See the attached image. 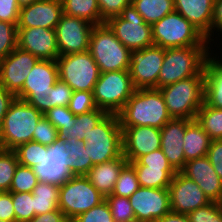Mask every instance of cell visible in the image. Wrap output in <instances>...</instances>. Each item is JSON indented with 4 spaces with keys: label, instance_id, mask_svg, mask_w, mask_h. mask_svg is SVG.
Here are the masks:
<instances>
[{
    "label": "cell",
    "instance_id": "6da1fadb",
    "mask_svg": "<svg viewBox=\"0 0 222 222\" xmlns=\"http://www.w3.org/2000/svg\"><path fill=\"white\" fill-rule=\"evenodd\" d=\"M117 115L121 127L150 126L161 129L172 118L159 88L136 89Z\"/></svg>",
    "mask_w": 222,
    "mask_h": 222
},
{
    "label": "cell",
    "instance_id": "7a4b0ae2",
    "mask_svg": "<svg viewBox=\"0 0 222 222\" xmlns=\"http://www.w3.org/2000/svg\"><path fill=\"white\" fill-rule=\"evenodd\" d=\"M209 49L210 45L165 49L157 88H162L196 75H204L205 63L212 54L211 49Z\"/></svg>",
    "mask_w": 222,
    "mask_h": 222
},
{
    "label": "cell",
    "instance_id": "3957f363",
    "mask_svg": "<svg viewBox=\"0 0 222 222\" xmlns=\"http://www.w3.org/2000/svg\"><path fill=\"white\" fill-rule=\"evenodd\" d=\"M43 116L35 107L16 98L0 128V149L14 150L32 141L33 131Z\"/></svg>",
    "mask_w": 222,
    "mask_h": 222
},
{
    "label": "cell",
    "instance_id": "277c9868",
    "mask_svg": "<svg viewBox=\"0 0 222 222\" xmlns=\"http://www.w3.org/2000/svg\"><path fill=\"white\" fill-rule=\"evenodd\" d=\"M159 89L172 118L194 120L204 104V75H196Z\"/></svg>",
    "mask_w": 222,
    "mask_h": 222
},
{
    "label": "cell",
    "instance_id": "5b68a950",
    "mask_svg": "<svg viewBox=\"0 0 222 222\" xmlns=\"http://www.w3.org/2000/svg\"><path fill=\"white\" fill-rule=\"evenodd\" d=\"M100 73L129 70L130 50L115 36L105 22L94 25L89 39V50Z\"/></svg>",
    "mask_w": 222,
    "mask_h": 222
},
{
    "label": "cell",
    "instance_id": "8992f818",
    "mask_svg": "<svg viewBox=\"0 0 222 222\" xmlns=\"http://www.w3.org/2000/svg\"><path fill=\"white\" fill-rule=\"evenodd\" d=\"M85 150L92 164L111 161L123 155L122 128L117 114H107L86 137Z\"/></svg>",
    "mask_w": 222,
    "mask_h": 222
},
{
    "label": "cell",
    "instance_id": "52a82bcc",
    "mask_svg": "<svg viewBox=\"0 0 222 222\" xmlns=\"http://www.w3.org/2000/svg\"><path fill=\"white\" fill-rule=\"evenodd\" d=\"M152 37L154 45L165 49L210 45L206 38L176 11L152 25Z\"/></svg>",
    "mask_w": 222,
    "mask_h": 222
},
{
    "label": "cell",
    "instance_id": "ba28073f",
    "mask_svg": "<svg viewBox=\"0 0 222 222\" xmlns=\"http://www.w3.org/2000/svg\"><path fill=\"white\" fill-rule=\"evenodd\" d=\"M135 90L129 70L100 73L93 89V99L98 109L118 114Z\"/></svg>",
    "mask_w": 222,
    "mask_h": 222
},
{
    "label": "cell",
    "instance_id": "9c48e42d",
    "mask_svg": "<svg viewBox=\"0 0 222 222\" xmlns=\"http://www.w3.org/2000/svg\"><path fill=\"white\" fill-rule=\"evenodd\" d=\"M104 200L85 175L72 176L59 187V209L70 222Z\"/></svg>",
    "mask_w": 222,
    "mask_h": 222
},
{
    "label": "cell",
    "instance_id": "30bf717a",
    "mask_svg": "<svg viewBox=\"0 0 222 222\" xmlns=\"http://www.w3.org/2000/svg\"><path fill=\"white\" fill-rule=\"evenodd\" d=\"M59 79L74 91L93 92L100 70L89 51L60 55L56 60Z\"/></svg>",
    "mask_w": 222,
    "mask_h": 222
},
{
    "label": "cell",
    "instance_id": "8fae6325",
    "mask_svg": "<svg viewBox=\"0 0 222 222\" xmlns=\"http://www.w3.org/2000/svg\"><path fill=\"white\" fill-rule=\"evenodd\" d=\"M106 23L116 38L130 51L154 45L152 26L144 21L132 4L126 6L119 16L110 18Z\"/></svg>",
    "mask_w": 222,
    "mask_h": 222
},
{
    "label": "cell",
    "instance_id": "7c38bea8",
    "mask_svg": "<svg viewBox=\"0 0 222 222\" xmlns=\"http://www.w3.org/2000/svg\"><path fill=\"white\" fill-rule=\"evenodd\" d=\"M165 48L153 45L130 52L129 73L135 89L157 88Z\"/></svg>",
    "mask_w": 222,
    "mask_h": 222
},
{
    "label": "cell",
    "instance_id": "4fadbf2b",
    "mask_svg": "<svg viewBox=\"0 0 222 222\" xmlns=\"http://www.w3.org/2000/svg\"><path fill=\"white\" fill-rule=\"evenodd\" d=\"M93 27L84 19L63 14L55 27L59 56L88 51Z\"/></svg>",
    "mask_w": 222,
    "mask_h": 222
},
{
    "label": "cell",
    "instance_id": "5bb4252c",
    "mask_svg": "<svg viewBox=\"0 0 222 222\" xmlns=\"http://www.w3.org/2000/svg\"><path fill=\"white\" fill-rule=\"evenodd\" d=\"M129 201L135 218L155 222L171 212L168 188L139 187Z\"/></svg>",
    "mask_w": 222,
    "mask_h": 222
},
{
    "label": "cell",
    "instance_id": "9a60e30c",
    "mask_svg": "<svg viewBox=\"0 0 222 222\" xmlns=\"http://www.w3.org/2000/svg\"><path fill=\"white\" fill-rule=\"evenodd\" d=\"M39 59L31 53L16 47L7 57L0 60V85L17 94L38 63Z\"/></svg>",
    "mask_w": 222,
    "mask_h": 222
},
{
    "label": "cell",
    "instance_id": "2e32d148",
    "mask_svg": "<svg viewBox=\"0 0 222 222\" xmlns=\"http://www.w3.org/2000/svg\"><path fill=\"white\" fill-rule=\"evenodd\" d=\"M69 153L64 146V139H57L47 146L45 160L32 167L39 182L61 186L73 175L69 171Z\"/></svg>",
    "mask_w": 222,
    "mask_h": 222
},
{
    "label": "cell",
    "instance_id": "e0dca14e",
    "mask_svg": "<svg viewBox=\"0 0 222 222\" xmlns=\"http://www.w3.org/2000/svg\"><path fill=\"white\" fill-rule=\"evenodd\" d=\"M171 212L188 215L211 201L192 179L177 172L168 187Z\"/></svg>",
    "mask_w": 222,
    "mask_h": 222
},
{
    "label": "cell",
    "instance_id": "ac0fdd59",
    "mask_svg": "<svg viewBox=\"0 0 222 222\" xmlns=\"http://www.w3.org/2000/svg\"><path fill=\"white\" fill-rule=\"evenodd\" d=\"M121 128L123 155L128 163L161 148V131L159 128L150 126Z\"/></svg>",
    "mask_w": 222,
    "mask_h": 222
},
{
    "label": "cell",
    "instance_id": "d6986e66",
    "mask_svg": "<svg viewBox=\"0 0 222 222\" xmlns=\"http://www.w3.org/2000/svg\"><path fill=\"white\" fill-rule=\"evenodd\" d=\"M17 29V47L31 53L39 60H57L59 51L55 30L41 27Z\"/></svg>",
    "mask_w": 222,
    "mask_h": 222
},
{
    "label": "cell",
    "instance_id": "ffe728a7",
    "mask_svg": "<svg viewBox=\"0 0 222 222\" xmlns=\"http://www.w3.org/2000/svg\"><path fill=\"white\" fill-rule=\"evenodd\" d=\"M63 15L61 0H39L20 8L17 28L53 29Z\"/></svg>",
    "mask_w": 222,
    "mask_h": 222
},
{
    "label": "cell",
    "instance_id": "44dd1931",
    "mask_svg": "<svg viewBox=\"0 0 222 222\" xmlns=\"http://www.w3.org/2000/svg\"><path fill=\"white\" fill-rule=\"evenodd\" d=\"M180 172L195 181L211 202H222V180L207 156L185 162Z\"/></svg>",
    "mask_w": 222,
    "mask_h": 222
},
{
    "label": "cell",
    "instance_id": "7402d4cb",
    "mask_svg": "<svg viewBox=\"0 0 222 222\" xmlns=\"http://www.w3.org/2000/svg\"><path fill=\"white\" fill-rule=\"evenodd\" d=\"M186 118H171L161 129V150L169 164L176 172H180L185 165L183 139L186 126L191 122Z\"/></svg>",
    "mask_w": 222,
    "mask_h": 222
},
{
    "label": "cell",
    "instance_id": "603a6c76",
    "mask_svg": "<svg viewBox=\"0 0 222 222\" xmlns=\"http://www.w3.org/2000/svg\"><path fill=\"white\" fill-rule=\"evenodd\" d=\"M175 11L180 13L210 43L214 0H174ZM213 39V40H212Z\"/></svg>",
    "mask_w": 222,
    "mask_h": 222
},
{
    "label": "cell",
    "instance_id": "cb8c5ba5",
    "mask_svg": "<svg viewBox=\"0 0 222 222\" xmlns=\"http://www.w3.org/2000/svg\"><path fill=\"white\" fill-rule=\"evenodd\" d=\"M58 80L56 61L39 60L27 76L23 88L16 94V97L24 101L29 95L47 94Z\"/></svg>",
    "mask_w": 222,
    "mask_h": 222
},
{
    "label": "cell",
    "instance_id": "d4e9b609",
    "mask_svg": "<svg viewBox=\"0 0 222 222\" xmlns=\"http://www.w3.org/2000/svg\"><path fill=\"white\" fill-rule=\"evenodd\" d=\"M127 163L124 155L108 162L95 164L85 175L91 184L104 196L112 194L118 175Z\"/></svg>",
    "mask_w": 222,
    "mask_h": 222
},
{
    "label": "cell",
    "instance_id": "484cf974",
    "mask_svg": "<svg viewBox=\"0 0 222 222\" xmlns=\"http://www.w3.org/2000/svg\"><path fill=\"white\" fill-rule=\"evenodd\" d=\"M213 54L214 56L208 57L204 66V102L208 106L222 109V58L220 60L219 56L217 58V55Z\"/></svg>",
    "mask_w": 222,
    "mask_h": 222
},
{
    "label": "cell",
    "instance_id": "4316f807",
    "mask_svg": "<svg viewBox=\"0 0 222 222\" xmlns=\"http://www.w3.org/2000/svg\"><path fill=\"white\" fill-rule=\"evenodd\" d=\"M211 143L209 135L203 130L201 125L192 120L187 126L183 139V150L185 161L207 156Z\"/></svg>",
    "mask_w": 222,
    "mask_h": 222
},
{
    "label": "cell",
    "instance_id": "83f0119b",
    "mask_svg": "<svg viewBox=\"0 0 222 222\" xmlns=\"http://www.w3.org/2000/svg\"><path fill=\"white\" fill-rule=\"evenodd\" d=\"M73 90L60 79L44 95H29L24 101L35 107L42 114L56 106H68Z\"/></svg>",
    "mask_w": 222,
    "mask_h": 222
},
{
    "label": "cell",
    "instance_id": "f1b7e54d",
    "mask_svg": "<svg viewBox=\"0 0 222 222\" xmlns=\"http://www.w3.org/2000/svg\"><path fill=\"white\" fill-rule=\"evenodd\" d=\"M108 113L104 110L96 108L90 112L76 115L74 125L68 128L60 127L58 131L59 139H74L77 138L83 141V138L96 126Z\"/></svg>",
    "mask_w": 222,
    "mask_h": 222
},
{
    "label": "cell",
    "instance_id": "f546056e",
    "mask_svg": "<svg viewBox=\"0 0 222 222\" xmlns=\"http://www.w3.org/2000/svg\"><path fill=\"white\" fill-rule=\"evenodd\" d=\"M135 169L139 186L148 188H168L176 175L173 167H155L132 165Z\"/></svg>",
    "mask_w": 222,
    "mask_h": 222
},
{
    "label": "cell",
    "instance_id": "4dcf8cb0",
    "mask_svg": "<svg viewBox=\"0 0 222 222\" xmlns=\"http://www.w3.org/2000/svg\"><path fill=\"white\" fill-rule=\"evenodd\" d=\"M59 187L52 183L38 182L32 191L35 216L59 209Z\"/></svg>",
    "mask_w": 222,
    "mask_h": 222
},
{
    "label": "cell",
    "instance_id": "1f68e13d",
    "mask_svg": "<svg viewBox=\"0 0 222 222\" xmlns=\"http://www.w3.org/2000/svg\"><path fill=\"white\" fill-rule=\"evenodd\" d=\"M131 4L151 26L175 11L174 0H132Z\"/></svg>",
    "mask_w": 222,
    "mask_h": 222
},
{
    "label": "cell",
    "instance_id": "d6a6232c",
    "mask_svg": "<svg viewBox=\"0 0 222 222\" xmlns=\"http://www.w3.org/2000/svg\"><path fill=\"white\" fill-rule=\"evenodd\" d=\"M63 14L78 17L93 25L105 23L100 16L97 0H61Z\"/></svg>",
    "mask_w": 222,
    "mask_h": 222
},
{
    "label": "cell",
    "instance_id": "836d02e7",
    "mask_svg": "<svg viewBox=\"0 0 222 222\" xmlns=\"http://www.w3.org/2000/svg\"><path fill=\"white\" fill-rule=\"evenodd\" d=\"M64 146L69 153V171L73 176L86 175L93 167L92 160L88 158L85 142L77 138L64 140Z\"/></svg>",
    "mask_w": 222,
    "mask_h": 222
},
{
    "label": "cell",
    "instance_id": "e575fe53",
    "mask_svg": "<svg viewBox=\"0 0 222 222\" xmlns=\"http://www.w3.org/2000/svg\"><path fill=\"white\" fill-rule=\"evenodd\" d=\"M195 119L211 140L222 139V109L208 106L204 102Z\"/></svg>",
    "mask_w": 222,
    "mask_h": 222
},
{
    "label": "cell",
    "instance_id": "d590c367",
    "mask_svg": "<svg viewBox=\"0 0 222 222\" xmlns=\"http://www.w3.org/2000/svg\"><path fill=\"white\" fill-rule=\"evenodd\" d=\"M17 156L19 164L32 168L45 160L47 146L30 141L18 146L13 150Z\"/></svg>",
    "mask_w": 222,
    "mask_h": 222
},
{
    "label": "cell",
    "instance_id": "8d00e7d4",
    "mask_svg": "<svg viewBox=\"0 0 222 222\" xmlns=\"http://www.w3.org/2000/svg\"><path fill=\"white\" fill-rule=\"evenodd\" d=\"M139 187L135 169L127 162L118 175L111 195L129 198Z\"/></svg>",
    "mask_w": 222,
    "mask_h": 222
},
{
    "label": "cell",
    "instance_id": "74e56055",
    "mask_svg": "<svg viewBox=\"0 0 222 222\" xmlns=\"http://www.w3.org/2000/svg\"><path fill=\"white\" fill-rule=\"evenodd\" d=\"M18 164L13 150L0 149V191H9Z\"/></svg>",
    "mask_w": 222,
    "mask_h": 222
},
{
    "label": "cell",
    "instance_id": "f35d334b",
    "mask_svg": "<svg viewBox=\"0 0 222 222\" xmlns=\"http://www.w3.org/2000/svg\"><path fill=\"white\" fill-rule=\"evenodd\" d=\"M38 182L37 175L32 168L18 164L9 192H32Z\"/></svg>",
    "mask_w": 222,
    "mask_h": 222
},
{
    "label": "cell",
    "instance_id": "ab89813d",
    "mask_svg": "<svg viewBox=\"0 0 222 222\" xmlns=\"http://www.w3.org/2000/svg\"><path fill=\"white\" fill-rule=\"evenodd\" d=\"M16 222H28L35 216L32 192H12Z\"/></svg>",
    "mask_w": 222,
    "mask_h": 222
},
{
    "label": "cell",
    "instance_id": "60d3db41",
    "mask_svg": "<svg viewBox=\"0 0 222 222\" xmlns=\"http://www.w3.org/2000/svg\"><path fill=\"white\" fill-rule=\"evenodd\" d=\"M105 200L114 222H130L136 219L128 197L109 195L105 197Z\"/></svg>",
    "mask_w": 222,
    "mask_h": 222
},
{
    "label": "cell",
    "instance_id": "b9f144b4",
    "mask_svg": "<svg viewBox=\"0 0 222 222\" xmlns=\"http://www.w3.org/2000/svg\"><path fill=\"white\" fill-rule=\"evenodd\" d=\"M17 40V25L0 21V60L7 57L17 47Z\"/></svg>",
    "mask_w": 222,
    "mask_h": 222
},
{
    "label": "cell",
    "instance_id": "7bdbcfd3",
    "mask_svg": "<svg viewBox=\"0 0 222 222\" xmlns=\"http://www.w3.org/2000/svg\"><path fill=\"white\" fill-rule=\"evenodd\" d=\"M187 216L190 222H222L221 203L210 202L206 206L191 211Z\"/></svg>",
    "mask_w": 222,
    "mask_h": 222
},
{
    "label": "cell",
    "instance_id": "ee69618b",
    "mask_svg": "<svg viewBox=\"0 0 222 222\" xmlns=\"http://www.w3.org/2000/svg\"><path fill=\"white\" fill-rule=\"evenodd\" d=\"M68 107L75 116L95 110L97 107L93 99V92L74 91Z\"/></svg>",
    "mask_w": 222,
    "mask_h": 222
},
{
    "label": "cell",
    "instance_id": "f6af8a7d",
    "mask_svg": "<svg viewBox=\"0 0 222 222\" xmlns=\"http://www.w3.org/2000/svg\"><path fill=\"white\" fill-rule=\"evenodd\" d=\"M43 115L57 130L60 127L68 128L75 123V115L68 106L53 107Z\"/></svg>",
    "mask_w": 222,
    "mask_h": 222
},
{
    "label": "cell",
    "instance_id": "bcb514c9",
    "mask_svg": "<svg viewBox=\"0 0 222 222\" xmlns=\"http://www.w3.org/2000/svg\"><path fill=\"white\" fill-rule=\"evenodd\" d=\"M71 222H114L110 208L104 200L87 212L78 215Z\"/></svg>",
    "mask_w": 222,
    "mask_h": 222
},
{
    "label": "cell",
    "instance_id": "7dc6e473",
    "mask_svg": "<svg viewBox=\"0 0 222 222\" xmlns=\"http://www.w3.org/2000/svg\"><path fill=\"white\" fill-rule=\"evenodd\" d=\"M57 139V129L43 116L33 131L32 141L50 146Z\"/></svg>",
    "mask_w": 222,
    "mask_h": 222
},
{
    "label": "cell",
    "instance_id": "c3c4849f",
    "mask_svg": "<svg viewBox=\"0 0 222 222\" xmlns=\"http://www.w3.org/2000/svg\"><path fill=\"white\" fill-rule=\"evenodd\" d=\"M100 16L104 22H107L110 18L119 16L121 11L131 4L132 0H97Z\"/></svg>",
    "mask_w": 222,
    "mask_h": 222
},
{
    "label": "cell",
    "instance_id": "681fc988",
    "mask_svg": "<svg viewBox=\"0 0 222 222\" xmlns=\"http://www.w3.org/2000/svg\"><path fill=\"white\" fill-rule=\"evenodd\" d=\"M131 165H145L155 167H172L161 148L148 154L142 155L136 161L130 162Z\"/></svg>",
    "mask_w": 222,
    "mask_h": 222
},
{
    "label": "cell",
    "instance_id": "f907efd6",
    "mask_svg": "<svg viewBox=\"0 0 222 222\" xmlns=\"http://www.w3.org/2000/svg\"><path fill=\"white\" fill-rule=\"evenodd\" d=\"M19 12L17 0H0V21L17 25Z\"/></svg>",
    "mask_w": 222,
    "mask_h": 222
},
{
    "label": "cell",
    "instance_id": "816d5d0a",
    "mask_svg": "<svg viewBox=\"0 0 222 222\" xmlns=\"http://www.w3.org/2000/svg\"><path fill=\"white\" fill-rule=\"evenodd\" d=\"M207 157L214 167L215 172L222 180V139L211 140Z\"/></svg>",
    "mask_w": 222,
    "mask_h": 222
},
{
    "label": "cell",
    "instance_id": "f5cc1de1",
    "mask_svg": "<svg viewBox=\"0 0 222 222\" xmlns=\"http://www.w3.org/2000/svg\"><path fill=\"white\" fill-rule=\"evenodd\" d=\"M0 220L16 222V216L12 202V192H3L0 195Z\"/></svg>",
    "mask_w": 222,
    "mask_h": 222
},
{
    "label": "cell",
    "instance_id": "db71d44e",
    "mask_svg": "<svg viewBox=\"0 0 222 222\" xmlns=\"http://www.w3.org/2000/svg\"><path fill=\"white\" fill-rule=\"evenodd\" d=\"M16 98L17 97L15 94L6 90L2 85H0V128L8 109L10 108V105Z\"/></svg>",
    "mask_w": 222,
    "mask_h": 222
},
{
    "label": "cell",
    "instance_id": "11a10c76",
    "mask_svg": "<svg viewBox=\"0 0 222 222\" xmlns=\"http://www.w3.org/2000/svg\"><path fill=\"white\" fill-rule=\"evenodd\" d=\"M28 222H70V221L66 218L65 214L60 209H56L51 212H46L44 214L34 216Z\"/></svg>",
    "mask_w": 222,
    "mask_h": 222
},
{
    "label": "cell",
    "instance_id": "9f6ffc18",
    "mask_svg": "<svg viewBox=\"0 0 222 222\" xmlns=\"http://www.w3.org/2000/svg\"><path fill=\"white\" fill-rule=\"evenodd\" d=\"M215 30L216 33L220 31L218 35L222 33V0H214L211 37H214Z\"/></svg>",
    "mask_w": 222,
    "mask_h": 222
},
{
    "label": "cell",
    "instance_id": "6f0895ef",
    "mask_svg": "<svg viewBox=\"0 0 222 222\" xmlns=\"http://www.w3.org/2000/svg\"><path fill=\"white\" fill-rule=\"evenodd\" d=\"M155 222H190L187 215L169 212L161 219L156 220Z\"/></svg>",
    "mask_w": 222,
    "mask_h": 222
},
{
    "label": "cell",
    "instance_id": "680465c9",
    "mask_svg": "<svg viewBox=\"0 0 222 222\" xmlns=\"http://www.w3.org/2000/svg\"><path fill=\"white\" fill-rule=\"evenodd\" d=\"M36 1H39V0H17L20 8L31 5L32 3H35Z\"/></svg>",
    "mask_w": 222,
    "mask_h": 222
},
{
    "label": "cell",
    "instance_id": "91938a15",
    "mask_svg": "<svg viewBox=\"0 0 222 222\" xmlns=\"http://www.w3.org/2000/svg\"><path fill=\"white\" fill-rule=\"evenodd\" d=\"M130 222H149V221L134 219V220H132Z\"/></svg>",
    "mask_w": 222,
    "mask_h": 222
}]
</instances>
